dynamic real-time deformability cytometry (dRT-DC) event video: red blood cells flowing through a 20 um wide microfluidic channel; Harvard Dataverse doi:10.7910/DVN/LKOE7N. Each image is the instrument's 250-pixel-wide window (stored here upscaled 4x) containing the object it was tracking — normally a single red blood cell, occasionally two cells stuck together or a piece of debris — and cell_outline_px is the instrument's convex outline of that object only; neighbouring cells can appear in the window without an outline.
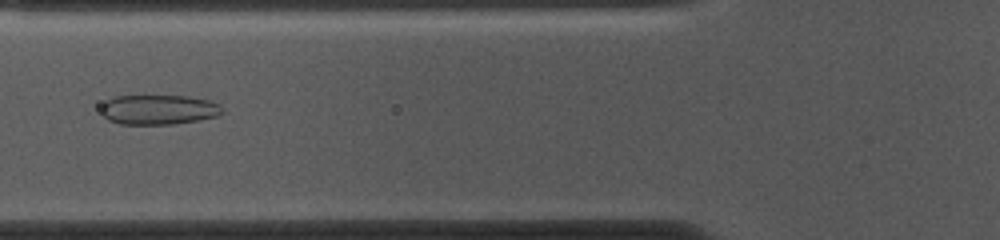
{"species": "common noctule bat (a hibernating species)", "species_latin": "Nyctalus noctula", "temperature_condition": "cold", "stored_images_in_passage": 52, "camera_frame_rate_fps": 3000, "um_per_image_px": 0.085, "animal": {"sex": "female", "body_mass_g": 10.0, "forearm_length_mm": 53.1}, "frame": {"image": 1, "passage_image": 18, "time_ms": 5.667, "image_size_px": [1000, 240], "cell_outline_px": [[224, 112], [216, 116], [196, 120], [172, 124], [120, 124], [108, 120], [100, 112], [100, 104], [112, 96], [188, 96], [208, 100], [220, 104], [224, 108]], "centroid_in_image_um": [13.44, 9.31], "position_along_channel_um": 112.4, "area_um2": 21.21}}
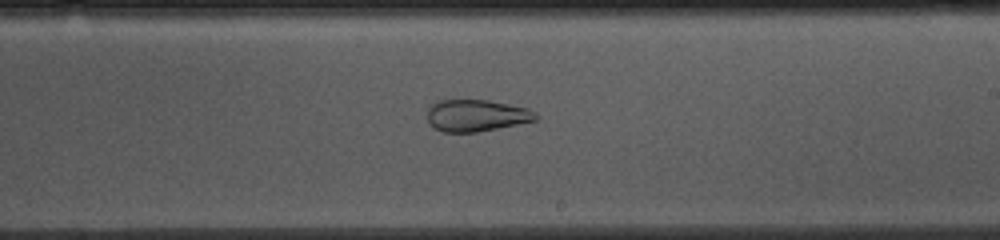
{"frame": {"image": 2, "passage_image": 29, "time_ms": 9.333, "image_size_px": [1000, 240], "cell_outline_px": [[540, 116], [536, 120], [476, 132], [444, 132], [436, 128], [428, 120], [428, 108], [436, 100], [488, 100], [528, 108], [536, 112]], "centroid_in_image_um": [40.51, 9.8], "position_along_channel_um": 248.5, "area_um2": 19.94}}
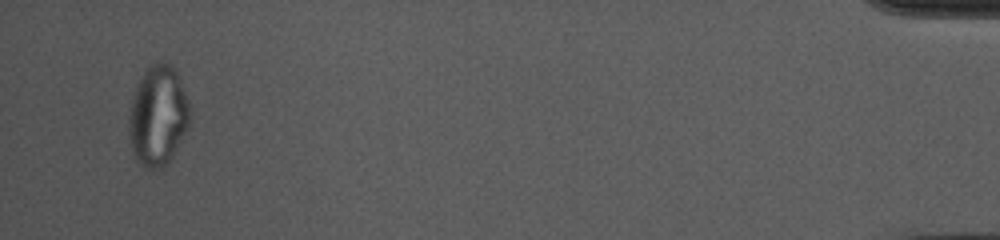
{"frame": {"image": 3, "passage_image": 50, "time_ms": 16.333, "image_size_px": [1000, 240], "cell_outline_px": [[192, 112], [188, 124], [172, 156], [160, 168], [144, 168], [136, 160], [132, 152], [128, 128], [128, 116], [132, 96], [144, 72], [152, 64], [160, 60], [172, 64], [176, 72], [188, 100]], "centroid_in_image_um": [13.41, 9.82], "position_along_channel_um": 421.8, "area_um2": 35.37}, "authors_computed_cell_mechanics": {"area_um2": 28.7844, "velocity_mm_per_s": 3.7193, "shape_relaxation_time_tau1_ms": null, "shape_relaxation_time_tau2_ms": 1.6667, "deformation_change_tau1": null, "deformation_change_tau2": 0.0867}}